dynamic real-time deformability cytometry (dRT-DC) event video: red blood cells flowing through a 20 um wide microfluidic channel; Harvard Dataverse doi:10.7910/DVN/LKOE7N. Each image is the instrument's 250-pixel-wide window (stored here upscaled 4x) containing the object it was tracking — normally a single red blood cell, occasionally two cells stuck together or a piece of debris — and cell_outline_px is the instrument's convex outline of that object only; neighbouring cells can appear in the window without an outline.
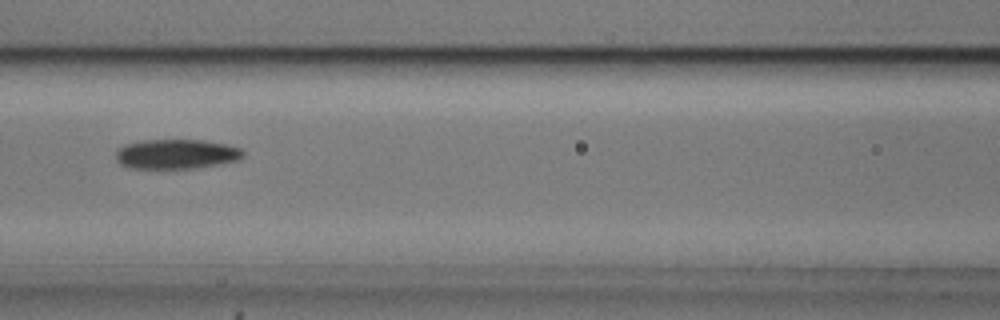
{"species": "common noctule bat (a hibernating species)", "species_latin": "Nyctalus noctula", "temperature_condition": "cold", "stored_images_in_passage": 8, "camera_frame_rate_fps": 3000, "um_per_image_px": 0.085, "animal": {"sex": "male", "body_mass_g": 20.5, "forearm_length_mm": 52.5}, "frame": {"image": 1, "passage_image": 7, "time_ms": 2.0, "image_size_px": [1000, 320], "cell_outline_px": [[244, 156], [236, 160], [220, 164], [196, 168], [128, 168], [120, 164], [116, 160], [116, 152], [124, 144], [144, 140], [204, 140], [224, 144], [240, 148], [244, 152]], "centroid_in_image_um": [14.97, 13.1], "position_along_channel_um": 151.6, "area_um2": 21.96}}